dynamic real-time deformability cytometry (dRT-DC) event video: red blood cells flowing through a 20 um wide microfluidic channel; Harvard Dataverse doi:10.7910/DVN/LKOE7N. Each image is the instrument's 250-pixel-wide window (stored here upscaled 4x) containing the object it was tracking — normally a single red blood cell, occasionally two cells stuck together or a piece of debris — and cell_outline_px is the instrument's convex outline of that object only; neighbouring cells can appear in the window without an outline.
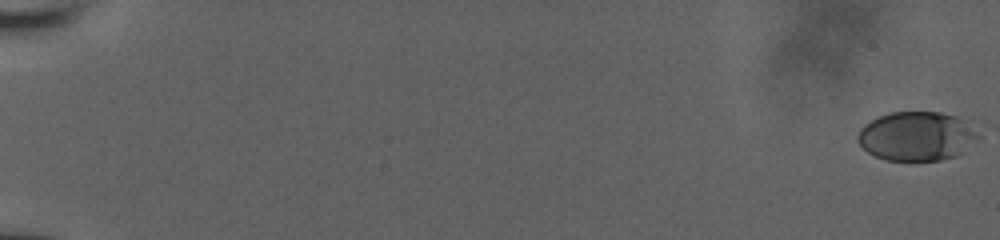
{"species": "human", "species_latin": "Homo sapiens", "temperature_condition": "room temperature", "stored_images_in_passage": 57, "camera_frame_rate_fps": 3000, "um_per_image_px": 0.085, "donor": {"sex": "male"}, "frame": {"image": 1, "passage_image": 1, "time_ms": 0.0, "image_size_px": [1000, 240], "cell_outline_px": [[980, 136], [976, 140], [956, 156], [940, 160], [888, 160], [876, 156], [868, 152], [856, 140], [856, 136], [860, 128], [864, 124], [880, 116], [892, 112], [940, 112], [956, 116]], "centroid_in_image_um": [77.85, 11.58], "position_along_channel_um": 7.1, "area_um2": 33.93}}
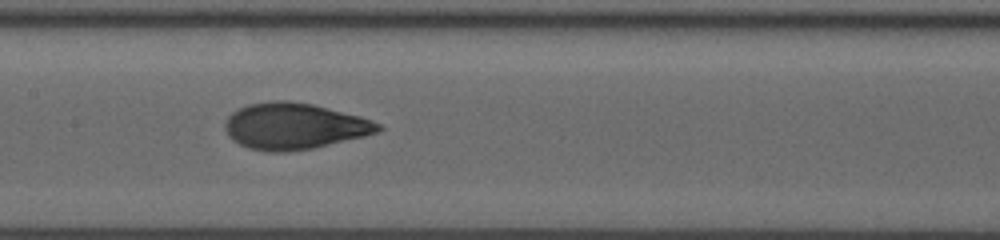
{"frame": {"image": 2, "passage_image": 32, "time_ms": 10.333, "image_size_px": [1000, 240], "cell_outline_px": [[384, 128], [376, 132], [364, 136], [312, 148], [284, 152], [268, 152], [248, 148], [232, 140], [228, 136], [224, 128], [224, 124], [228, 116], [232, 112], [248, 104], [272, 100], [288, 100], [312, 104], [360, 116], [372, 120], [380, 124]], "centroid_in_image_um": [24.98, 10.72], "position_along_channel_um": 182.4, "area_um2": 41.27}}
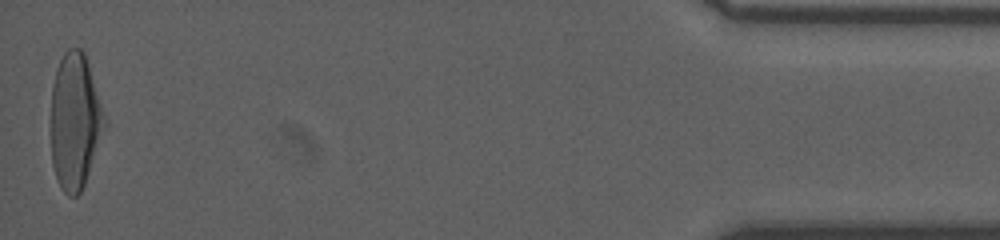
{"frame": {"image": 3, "passage_image": 57, "time_ms": 18.667, "image_size_px": [1000, 240], "cell_outline_px": [[104, 124], [84, 184], [80, 192], [76, 196], [68, 196], [60, 188], [52, 164], [52, 84], [56, 68], [64, 52], [68, 48], [80, 48], [84, 52], [88, 64], [104, 116]], "centroid_in_image_um": [6.33, 10.28], "position_along_channel_um": 428.9, "area_um2": 41.1}, "authors_computed_cell_mechanics": {"area_um2": 39.1306, "velocity_mm_per_s": 3.9262, "shape_relaxation_time_tau1_ms": 3.6096, "shape_relaxation_time_tau2_ms": 0.8611, "deformation_change_tau1": 0.1749, "deformation_change_tau2": 0.0603}}